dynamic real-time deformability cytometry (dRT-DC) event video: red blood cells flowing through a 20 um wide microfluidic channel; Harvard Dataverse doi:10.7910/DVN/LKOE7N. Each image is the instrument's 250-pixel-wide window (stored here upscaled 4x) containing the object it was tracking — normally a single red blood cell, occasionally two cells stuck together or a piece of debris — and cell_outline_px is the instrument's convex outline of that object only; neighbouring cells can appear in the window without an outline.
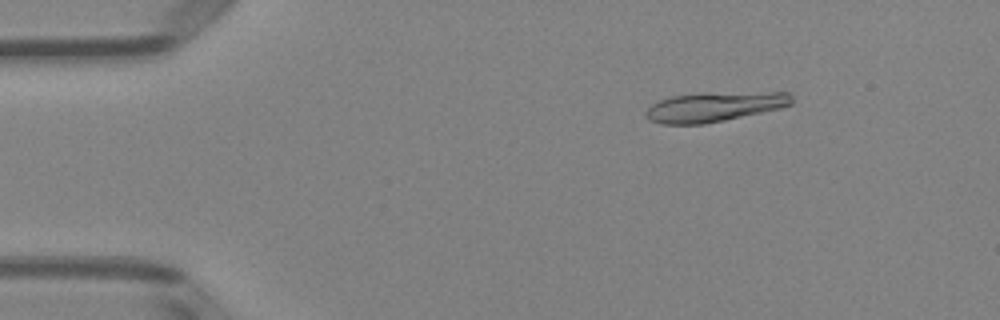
{"species": "Egyptian fruit bat (a non-hibernating species)", "species_latin": "Rousettus aegyptiacus", "temperature_condition": "room temperature", "stored_images_in_passage": 4, "camera_frame_rate_fps": 3000, "um_per_image_px": 0.085, "animal": {"sex": "female"}, "frame": {"image": 1, "passage_image": 2, "time_ms": 1.333, "image_size_px": [1000, 320], "cell_outline_px": [[792, 104], [780, 108], [724, 120], [704, 124], [660, 124], [648, 120], [644, 116], [644, 112], [652, 104], [660, 100], [672, 96], [696, 92], [788, 92], [792, 96]], "centroid_in_image_um": [60.68, 9.06], "position_along_channel_um": 24.3, "area_um2": 25.55}}